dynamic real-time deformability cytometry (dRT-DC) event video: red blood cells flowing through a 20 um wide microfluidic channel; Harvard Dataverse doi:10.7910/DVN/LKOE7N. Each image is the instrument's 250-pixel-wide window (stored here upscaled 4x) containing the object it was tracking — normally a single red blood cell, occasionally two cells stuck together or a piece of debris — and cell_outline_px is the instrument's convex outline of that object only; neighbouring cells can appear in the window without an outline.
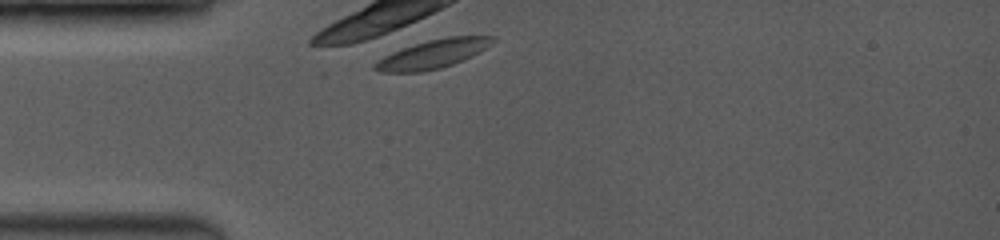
{"species": "common noctule bat (a hibernating species)", "species_latin": "Nyctalus noctula", "temperature_condition": "room temperature", "stored_images_in_passage": 1, "camera_frame_rate_fps": 3500, "um_per_image_px": 0.085, "animal": {"sex": "female", "body_mass_g": 19.0, "forearm_length_mm": 53.3}, "frame": {"image": 1, "passage_image": 1, "time_ms": 0.0, "image_size_px": [1000, 240], "cell_outline_px": [[496, 40], [484, 48], [452, 64], [440, 68], [420, 72], [384, 72], [372, 68], [372, 64], [376, 60], [392, 52], [428, 40], [448, 36], [496, 36]], "centroid_in_image_um": [36.73, 4.59], "position_along_channel_um": 48.3, "area_um2": 19.19}}